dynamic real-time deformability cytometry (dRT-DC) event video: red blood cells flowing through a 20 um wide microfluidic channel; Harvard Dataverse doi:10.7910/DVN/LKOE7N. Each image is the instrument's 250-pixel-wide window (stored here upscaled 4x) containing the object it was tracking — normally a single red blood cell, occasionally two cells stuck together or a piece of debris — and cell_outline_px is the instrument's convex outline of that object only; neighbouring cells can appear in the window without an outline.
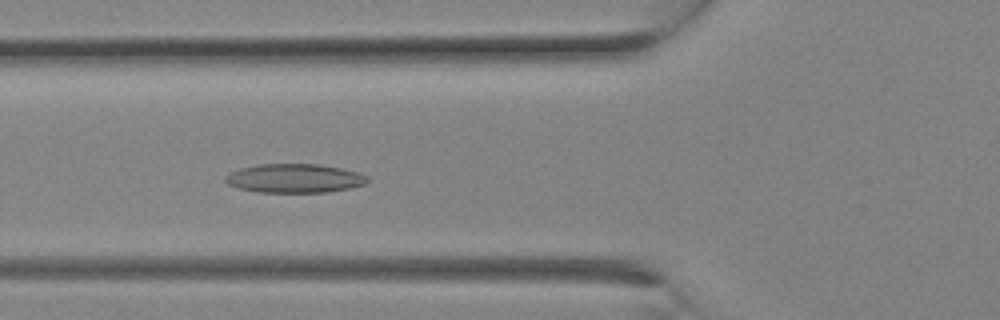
{"species": "Egyptian fruit bat (a non-hibernating species)", "species_latin": "Rousettus aegyptiacus", "temperature_condition": "room temperature", "stored_images_in_passage": 13, "camera_frame_rate_fps": 3000, "um_per_image_px": 0.085, "animal": {"sex": "female"}, "frame": {"image": 1, "passage_image": 10, "time_ms": 3.0, "image_size_px": [1000, 320], "cell_outline_px": [[368, 180], [364, 184], [348, 188], [328, 192], [260, 192], [240, 188], [228, 184], [224, 180], [232, 172], [240, 168], [256, 164], [320, 164], [360, 172], [368, 176]], "centroid_in_image_um": [25.07, 15.15], "position_along_channel_um": 100.7, "area_um2": 23.76}}
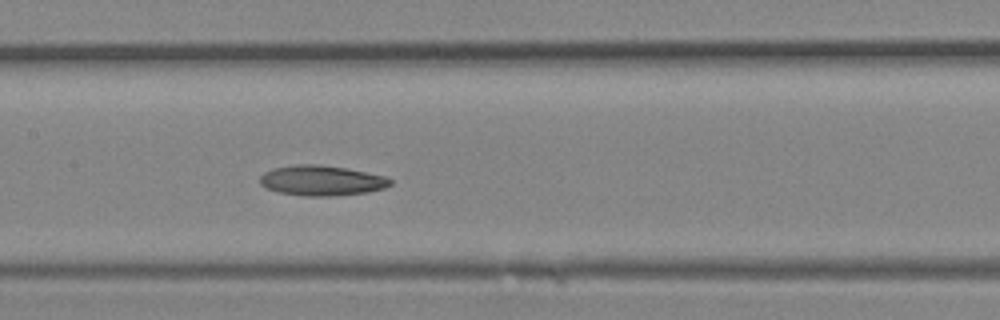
{"frame": {"image": 2, "passage_image": 13, "time_ms": 4.0, "image_size_px": [1000, 320], "cell_outline_px": [[392, 184], [384, 188], [368, 192], [336, 196], [304, 196], [280, 192], [264, 188], [260, 184], [260, 176], [264, 172], [272, 168], [296, 164], [320, 164], [348, 168], [384, 176], [392, 180]], "centroid_in_image_um": [27.32, 15.34], "position_along_channel_um": 180.1, "area_um2": 23.18}}